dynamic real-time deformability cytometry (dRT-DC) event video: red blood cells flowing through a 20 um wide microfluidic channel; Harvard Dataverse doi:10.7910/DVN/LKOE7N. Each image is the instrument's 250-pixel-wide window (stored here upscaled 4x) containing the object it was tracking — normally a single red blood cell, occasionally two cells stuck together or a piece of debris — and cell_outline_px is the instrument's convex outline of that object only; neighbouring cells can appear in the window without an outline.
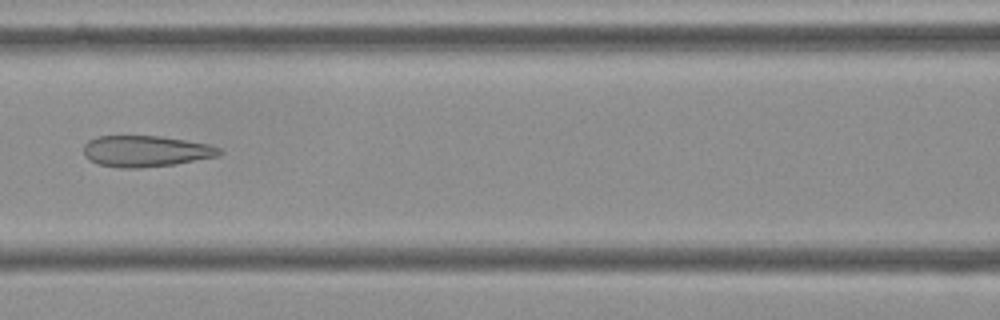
{"species": "Egyptian fruit bat (a non-hibernating species)", "species_latin": "Rousettus aegyptiacus", "temperature_condition": "cold", "stored_images_in_passage": 6, "camera_frame_rate_fps": 3000, "um_per_image_px": 0.085, "frame": {"image": 1, "passage_image": 6, "time_ms": 1.667, "image_size_px": [1000, 320], "cell_outline_px": [[224, 152], [216, 156], [176, 164], [140, 168], [120, 168], [100, 164], [88, 160], [84, 156], [84, 144], [88, 140], [96, 136], [160, 136], [208, 144], [220, 148]], "centroid_in_image_um": [12.36, 12.85], "position_along_channel_um": 154.2, "area_um2": 24.68}}